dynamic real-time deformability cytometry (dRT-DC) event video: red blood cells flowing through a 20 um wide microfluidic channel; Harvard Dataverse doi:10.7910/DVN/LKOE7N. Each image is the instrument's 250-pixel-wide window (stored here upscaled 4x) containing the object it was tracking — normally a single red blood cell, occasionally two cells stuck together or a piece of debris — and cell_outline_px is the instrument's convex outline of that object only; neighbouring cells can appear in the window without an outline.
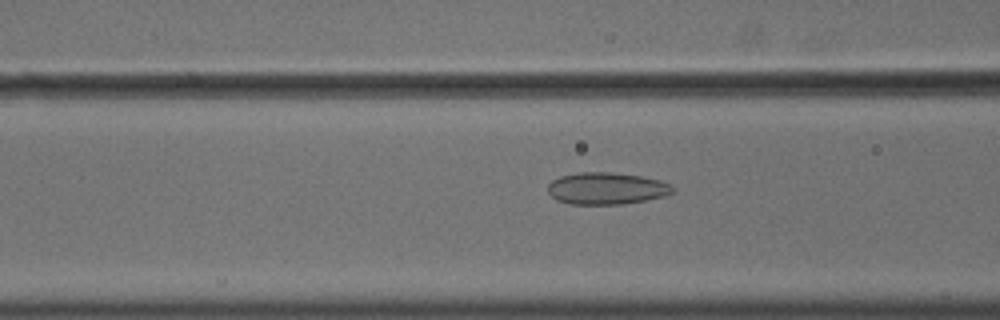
{"species": "common noctule bat (a hibernating species)", "species_latin": "Nyctalus noctula", "temperature_condition": "cold", "stored_images_in_passage": 57, "camera_frame_rate_fps": 3000, "um_per_image_px": 0.085, "animal": {"sex": "male", "body_mass_g": 18.8}, "frame": {"image": 1, "passage_image": 23, "time_ms": 7.333, "image_size_px": [1000, 320], "cell_outline_px": [[676, 188], [672, 192], [664, 196], [624, 204], [568, 204], [556, 200], [548, 192], [548, 184], [552, 180], [560, 176], [576, 172], [612, 172], [640, 176], [660, 180], [672, 184]], "centroid_in_image_um": [51.55, 16.01], "position_along_channel_um": 115.1, "area_um2": 23.41}}
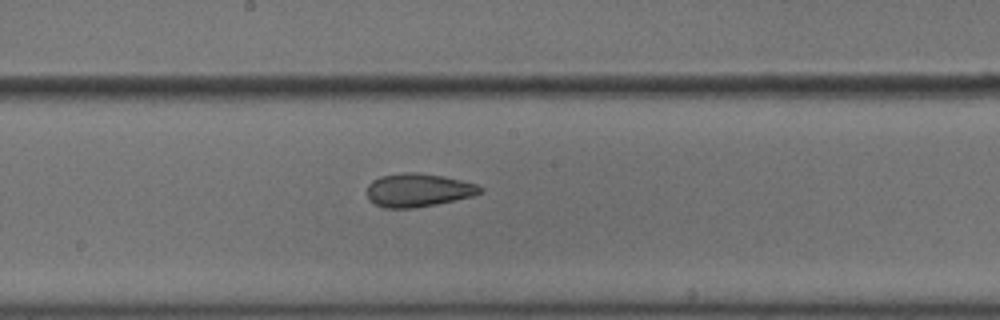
{"frame": {"image": 2, "passage_image": 31, "time_ms": 10.0, "image_size_px": [1000, 320], "cell_outline_px": [[484, 192], [472, 196], [436, 204], [412, 208], [384, 208], [368, 200], [368, 184], [372, 180], [380, 176], [404, 172], [416, 172], [444, 176], [476, 184], [484, 188]], "centroid_in_image_um": [35.54, 16.15], "position_along_channel_um": 212.7, "area_um2": 22.02}}
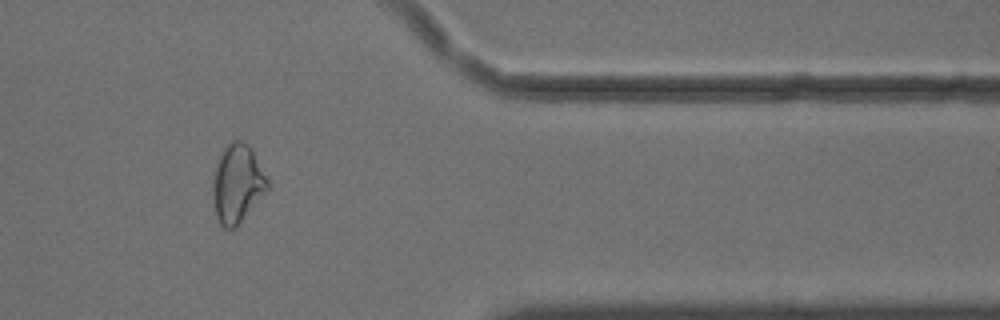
{"frame": {"image": 3, "passage_image": 47, "time_ms": 15.333, "image_size_px": [1000, 320], "cell_outline_px": [[272, 188], [236, 228], [224, 228], [220, 224], [216, 216], [212, 200], [212, 172], [220, 152], [232, 140], [240, 140], [248, 144], [268, 180]], "centroid_in_image_um": [20.16, 15.64], "position_along_channel_um": 391.2, "area_um2": 25.72}, "authors_computed_cell_mechanics": {"area_um2": 25.432, "velocity_mm_per_s": 3.6397, "shape_relaxation_time_tau1_ms": null, "shape_relaxation_time_tau2_ms": 2.7845, "deformation_change_tau1": null, "deformation_change_tau2": 0.0938}}